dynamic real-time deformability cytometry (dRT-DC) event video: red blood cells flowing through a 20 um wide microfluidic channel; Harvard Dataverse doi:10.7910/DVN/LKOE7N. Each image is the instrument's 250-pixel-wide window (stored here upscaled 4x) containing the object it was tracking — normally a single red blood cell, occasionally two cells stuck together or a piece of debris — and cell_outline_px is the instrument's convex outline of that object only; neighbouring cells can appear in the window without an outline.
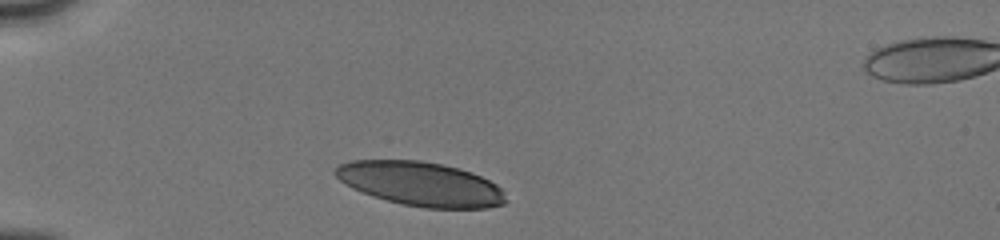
{"species": "human", "species_latin": "Homo sapiens", "temperature_condition": "cold", "stored_images_in_passage": 3, "camera_frame_rate_fps": 3000, "um_per_image_px": 0.085, "donor": {"sex": "male"}, "frame": {"image": 1, "passage_image": 1, "time_ms": 0.0, "image_size_px": [1000, 240], "cell_outline_px": [[508, 200], [504, 204], [488, 208], [424, 208], [404, 204], [372, 196], [352, 188], [344, 184], [332, 172], [340, 164], [352, 160], [420, 160], [444, 164], [460, 168], [472, 172], [496, 184], [504, 192]], "centroid_in_image_um": [35.77, 15.62], "position_along_channel_um": 49.2, "area_um2": 43.99}}
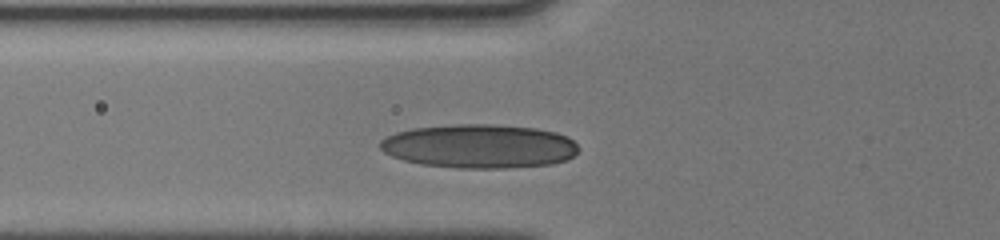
{"frame": {"image": 2, "passage_image": 3, "time_ms": 1.667, "image_size_px": [1000, 240], "cell_outline_px": [[580, 148], [568, 160], [552, 164], [504, 168], [460, 168], [420, 164], [404, 160], [392, 156], [384, 152], [380, 148], [380, 140], [396, 132], [412, 128], [456, 124], [492, 124], [536, 128], [556, 132], [568, 136]], "centroid_in_image_um": [40.76, 12.42], "position_along_channel_um": 85.0, "area_um2": 50.86}}